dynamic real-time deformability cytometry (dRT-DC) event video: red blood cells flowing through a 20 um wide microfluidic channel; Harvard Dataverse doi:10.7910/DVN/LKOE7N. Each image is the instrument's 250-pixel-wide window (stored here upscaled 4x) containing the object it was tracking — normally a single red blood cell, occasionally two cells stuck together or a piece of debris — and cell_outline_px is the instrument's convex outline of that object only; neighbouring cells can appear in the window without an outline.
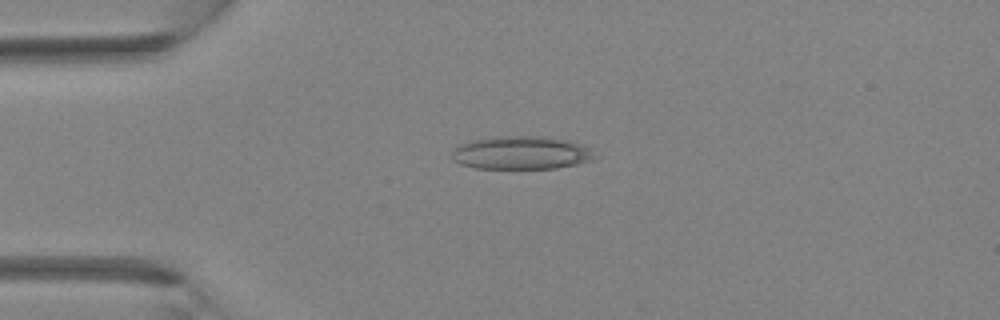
{"species": "Egyptian fruit bat (a non-hibernating species)", "species_latin": "Rousettus aegyptiacus", "temperature_condition": "room temperature", "stored_images_in_passage": 2, "camera_frame_rate_fps": 3000, "um_per_image_px": 0.085, "animal": {"sex": "female"}, "frame": {"image": 1, "passage_image": 2, "time_ms": 2.0, "image_size_px": [1000, 320], "cell_outline_px": [[600, 156], [592, 160], [576, 164], [556, 168], [476, 168], [460, 164], [452, 160], [452, 152], [456, 144], [472, 140], [496, 136], [544, 136], [584, 144]], "centroid_in_image_um": [44.31, 12.98], "position_along_channel_um": 40.7, "area_um2": 27.92}}